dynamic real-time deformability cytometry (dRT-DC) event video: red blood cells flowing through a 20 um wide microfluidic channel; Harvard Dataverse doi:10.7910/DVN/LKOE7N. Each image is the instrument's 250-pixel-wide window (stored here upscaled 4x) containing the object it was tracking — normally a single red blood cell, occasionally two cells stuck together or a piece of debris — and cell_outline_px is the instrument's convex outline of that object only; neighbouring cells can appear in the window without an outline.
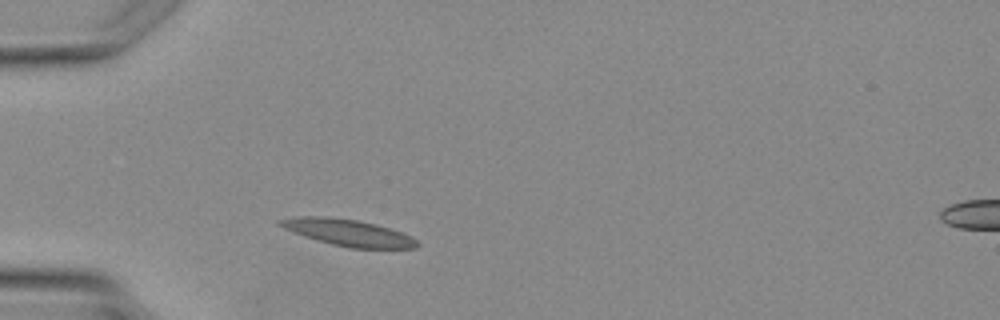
{"species": "Egyptian fruit bat (a non-hibernating species)", "species_latin": "Rousettus aegyptiacus", "temperature_condition": "warm", "stored_images_in_passage": 1, "camera_frame_rate_fps": 3000, "um_per_image_px": 0.085, "animal": {"sex": "female"}, "frame": {"image": 1, "passage_image": 1, "time_ms": 0.0, "image_size_px": [1000, 320], "cell_outline_px": [[420, 244], [416, 248], [352, 248], [332, 244], [316, 240], [304, 236], [284, 228], [276, 224], [276, 220], [300, 216], [324, 216], [356, 220], [376, 224], [412, 236]], "centroid_in_image_um": [29.57, 19.77], "position_along_channel_um": 55.4, "area_um2": 21.1}}